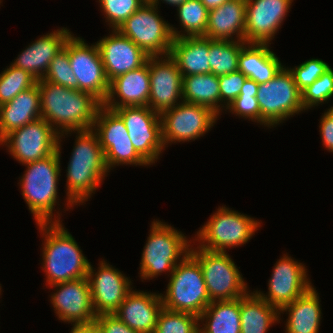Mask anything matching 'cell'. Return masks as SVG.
<instances>
[{"label":"cell","mask_w":333,"mask_h":333,"mask_svg":"<svg viewBox=\"0 0 333 333\" xmlns=\"http://www.w3.org/2000/svg\"><path fill=\"white\" fill-rule=\"evenodd\" d=\"M72 133L77 135L66 170V211L90 200L110 172L97 133L92 128L68 131L59 138Z\"/></svg>","instance_id":"obj_1"},{"label":"cell","mask_w":333,"mask_h":333,"mask_svg":"<svg viewBox=\"0 0 333 333\" xmlns=\"http://www.w3.org/2000/svg\"><path fill=\"white\" fill-rule=\"evenodd\" d=\"M40 90L41 118L60 135L68 131L93 128L102 103L91 93L48 81H37Z\"/></svg>","instance_id":"obj_2"},{"label":"cell","mask_w":333,"mask_h":333,"mask_svg":"<svg viewBox=\"0 0 333 333\" xmlns=\"http://www.w3.org/2000/svg\"><path fill=\"white\" fill-rule=\"evenodd\" d=\"M61 141L58 138L57 150L52 155L23 164L26 170L18 184L36 223L62 222L61 213L55 209L56 205H60L58 184L61 176Z\"/></svg>","instance_id":"obj_3"},{"label":"cell","mask_w":333,"mask_h":333,"mask_svg":"<svg viewBox=\"0 0 333 333\" xmlns=\"http://www.w3.org/2000/svg\"><path fill=\"white\" fill-rule=\"evenodd\" d=\"M36 225L44 240L41 255L46 286L87 277L90 262L63 223Z\"/></svg>","instance_id":"obj_4"},{"label":"cell","mask_w":333,"mask_h":333,"mask_svg":"<svg viewBox=\"0 0 333 333\" xmlns=\"http://www.w3.org/2000/svg\"><path fill=\"white\" fill-rule=\"evenodd\" d=\"M187 238L171 225L154 219L141 256L138 274L142 282L164 272L171 275L176 265L190 253L192 241Z\"/></svg>","instance_id":"obj_5"},{"label":"cell","mask_w":333,"mask_h":333,"mask_svg":"<svg viewBox=\"0 0 333 333\" xmlns=\"http://www.w3.org/2000/svg\"><path fill=\"white\" fill-rule=\"evenodd\" d=\"M225 206H219L210 215V219L192 239L193 244L199 242L195 245L200 248L227 252V248L242 246L255 235L262 222Z\"/></svg>","instance_id":"obj_6"},{"label":"cell","mask_w":333,"mask_h":333,"mask_svg":"<svg viewBox=\"0 0 333 333\" xmlns=\"http://www.w3.org/2000/svg\"><path fill=\"white\" fill-rule=\"evenodd\" d=\"M164 293V308L198 317L211 303L202 268L190 253L174 268Z\"/></svg>","instance_id":"obj_7"},{"label":"cell","mask_w":333,"mask_h":333,"mask_svg":"<svg viewBox=\"0 0 333 333\" xmlns=\"http://www.w3.org/2000/svg\"><path fill=\"white\" fill-rule=\"evenodd\" d=\"M190 254L202 268L211 302L242 298L250 292L240 267L235 265L228 252H214L193 245Z\"/></svg>","instance_id":"obj_8"},{"label":"cell","mask_w":333,"mask_h":333,"mask_svg":"<svg viewBox=\"0 0 333 333\" xmlns=\"http://www.w3.org/2000/svg\"><path fill=\"white\" fill-rule=\"evenodd\" d=\"M260 126L276 127L303 111L301 91L285 65L268 82L259 84L257 93Z\"/></svg>","instance_id":"obj_9"},{"label":"cell","mask_w":333,"mask_h":333,"mask_svg":"<svg viewBox=\"0 0 333 333\" xmlns=\"http://www.w3.org/2000/svg\"><path fill=\"white\" fill-rule=\"evenodd\" d=\"M158 8L148 0L117 29L149 56L169 55L174 39Z\"/></svg>","instance_id":"obj_10"},{"label":"cell","mask_w":333,"mask_h":333,"mask_svg":"<svg viewBox=\"0 0 333 333\" xmlns=\"http://www.w3.org/2000/svg\"><path fill=\"white\" fill-rule=\"evenodd\" d=\"M63 49L68 53L72 71L77 78V89L91 93L103 104L110 82L97 43L88 45L83 38L72 34Z\"/></svg>","instance_id":"obj_11"},{"label":"cell","mask_w":333,"mask_h":333,"mask_svg":"<svg viewBox=\"0 0 333 333\" xmlns=\"http://www.w3.org/2000/svg\"><path fill=\"white\" fill-rule=\"evenodd\" d=\"M219 116L199 104L181 101L160 114L162 141L165 149L170 143L191 142L208 133Z\"/></svg>","instance_id":"obj_12"},{"label":"cell","mask_w":333,"mask_h":333,"mask_svg":"<svg viewBox=\"0 0 333 333\" xmlns=\"http://www.w3.org/2000/svg\"><path fill=\"white\" fill-rule=\"evenodd\" d=\"M100 141L108 170L119 165L150 166L135 150L122 119L103 105L92 128Z\"/></svg>","instance_id":"obj_13"},{"label":"cell","mask_w":333,"mask_h":333,"mask_svg":"<svg viewBox=\"0 0 333 333\" xmlns=\"http://www.w3.org/2000/svg\"><path fill=\"white\" fill-rule=\"evenodd\" d=\"M125 124L136 152L153 165L165 150L160 114L149 106H124L113 109Z\"/></svg>","instance_id":"obj_14"},{"label":"cell","mask_w":333,"mask_h":333,"mask_svg":"<svg viewBox=\"0 0 333 333\" xmlns=\"http://www.w3.org/2000/svg\"><path fill=\"white\" fill-rule=\"evenodd\" d=\"M58 138L54 128L40 118L7 134L0 145L23 165L52 155L57 150Z\"/></svg>","instance_id":"obj_15"},{"label":"cell","mask_w":333,"mask_h":333,"mask_svg":"<svg viewBox=\"0 0 333 333\" xmlns=\"http://www.w3.org/2000/svg\"><path fill=\"white\" fill-rule=\"evenodd\" d=\"M272 270L271 278L268 281V292L263 293L260 290L254 292L279 310L313 286L305 265L294 260L287 253L276 261Z\"/></svg>","instance_id":"obj_16"},{"label":"cell","mask_w":333,"mask_h":333,"mask_svg":"<svg viewBox=\"0 0 333 333\" xmlns=\"http://www.w3.org/2000/svg\"><path fill=\"white\" fill-rule=\"evenodd\" d=\"M91 265L87 277L95 314H113L133 289L131 279L104 259L99 262L97 269Z\"/></svg>","instance_id":"obj_17"},{"label":"cell","mask_w":333,"mask_h":333,"mask_svg":"<svg viewBox=\"0 0 333 333\" xmlns=\"http://www.w3.org/2000/svg\"><path fill=\"white\" fill-rule=\"evenodd\" d=\"M48 287L56 289L50 295V303L58 320L71 323L72 326L95 323L97 316L92 305L88 277L56 283Z\"/></svg>","instance_id":"obj_18"},{"label":"cell","mask_w":333,"mask_h":333,"mask_svg":"<svg viewBox=\"0 0 333 333\" xmlns=\"http://www.w3.org/2000/svg\"><path fill=\"white\" fill-rule=\"evenodd\" d=\"M147 63L150 78L148 106L161 114L183 101L182 74L169 55L150 56Z\"/></svg>","instance_id":"obj_19"},{"label":"cell","mask_w":333,"mask_h":333,"mask_svg":"<svg viewBox=\"0 0 333 333\" xmlns=\"http://www.w3.org/2000/svg\"><path fill=\"white\" fill-rule=\"evenodd\" d=\"M293 0H246L245 42L270 44Z\"/></svg>","instance_id":"obj_20"},{"label":"cell","mask_w":333,"mask_h":333,"mask_svg":"<svg viewBox=\"0 0 333 333\" xmlns=\"http://www.w3.org/2000/svg\"><path fill=\"white\" fill-rule=\"evenodd\" d=\"M111 32L109 36H103L95 42L99 47L109 82L121 74L144 66L150 57L117 29H112Z\"/></svg>","instance_id":"obj_21"},{"label":"cell","mask_w":333,"mask_h":333,"mask_svg":"<svg viewBox=\"0 0 333 333\" xmlns=\"http://www.w3.org/2000/svg\"><path fill=\"white\" fill-rule=\"evenodd\" d=\"M73 33L62 27L42 35L22 50L11 65L23 69L37 81L42 80L48 71L50 62L61 52Z\"/></svg>","instance_id":"obj_22"},{"label":"cell","mask_w":333,"mask_h":333,"mask_svg":"<svg viewBox=\"0 0 333 333\" xmlns=\"http://www.w3.org/2000/svg\"><path fill=\"white\" fill-rule=\"evenodd\" d=\"M160 294L131 290L114 314L135 331L154 333L163 308Z\"/></svg>","instance_id":"obj_23"},{"label":"cell","mask_w":333,"mask_h":333,"mask_svg":"<svg viewBox=\"0 0 333 333\" xmlns=\"http://www.w3.org/2000/svg\"><path fill=\"white\" fill-rule=\"evenodd\" d=\"M150 78L148 63L110 81L103 106L113 110L124 106H148Z\"/></svg>","instance_id":"obj_24"},{"label":"cell","mask_w":333,"mask_h":333,"mask_svg":"<svg viewBox=\"0 0 333 333\" xmlns=\"http://www.w3.org/2000/svg\"><path fill=\"white\" fill-rule=\"evenodd\" d=\"M245 18L246 0H228L209 11L204 37L245 42Z\"/></svg>","instance_id":"obj_25"},{"label":"cell","mask_w":333,"mask_h":333,"mask_svg":"<svg viewBox=\"0 0 333 333\" xmlns=\"http://www.w3.org/2000/svg\"><path fill=\"white\" fill-rule=\"evenodd\" d=\"M40 118V90L36 83L0 105V141L10 132Z\"/></svg>","instance_id":"obj_26"},{"label":"cell","mask_w":333,"mask_h":333,"mask_svg":"<svg viewBox=\"0 0 333 333\" xmlns=\"http://www.w3.org/2000/svg\"><path fill=\"white\" fill-rule=\"evenodd\" d=\"M319 294L313 286L299 298L282 307L280 312L288 314L285 333H319L322 311Z\"/></svg>","instance_id":"obj_27"},{"label":"cell","mask_w":333,"mask_h":333,"mask_svg":"<svg viewBox=\"0 0 333 333\" xmlns=\"http://www.w3.org/2000/svg\"><path fill=\"white\" fill-rule=\"evenodd\" d=\"M209 38L204 36L174 38L169 56L182 76L211 73Z\"/></svg>","instance_id":"obj_28"},{"label":"cell","mask_w":333,"mask_h":333,"mask_svg":"<svg viewBox=\"0 0 333 333\" xmlns=\"http://www.w3.org/2000/svg\"><path fill=\"white\" fill-rule=\"evenodd\" d=\"M269 47V44L246 43L238 57V70L258 84L271 80L284 65Z\"/></svg>","instance_id":"obj_29"},{"label":"cell","mask_w":333,"mask_h":333,"mask_svg":"<svg viewBox=\"0 0 333 333\" xmlns=\"http://www.w3.org/2000/svg\"><path fill=\"white\" fill-rule=\"evenodd\" d=\"M240 331V298L213 301L199 315V333H240Z\"/></svg>","instance_id":"obj_30"},{"label":"cell","mask_w":333,"mask_h":333,"mask_svg":"<svg viewBox=\"0 0 333 333\" xmlns=\"http://www.w3.org/2000/svg\"><path fill=\"white\" fill-rule=\"evenodd\" d=\"M240 333H267L270 327L280 322V312L254 291L240 298Z\"/></svg>","instance_id":"obj_31"},{"label":"cell","mask_w":333,"mask_h":333,"mask_svg":"<svg viewBox=\"0 0 333 333\" xmlns=\"http://www.w3.org/2000/svg\"><path fill=\"white\" fill-rule=\"evenodd\" d=\"M182 100L208 107L220 116V85L213 73L182 76Z\"/></svg>","instance_id":"obj_32"},{"label":"cell","mask_w":333,"mask_h":333,"mask_svg":"<svg viewBox=\"0 0 333 333\" xmlns=\"http://www.w3.org/2000/svg\"><path fill=\"white\" fill-rule=\"evenodd\" d=\"M176 9L181 31L173 27V25H170L173 38L205 35L209 11L200 0H186L184 3L177 6Z\"/></svg>","instance_id":"obj_33"},{"label":"cell","mask_w":333,"mask_h":333,"mask_svg":"<svg viewBox=\"0 0 333 333\" xmlns=\"http://www.w3.org/2000/svg\"><path fill=\"white\" fill-rule=\"evenodd\" d=\"M243 41L209 39V65L216 76L238 71V57Z\"/></svg>","instance_id":"obj_34"},{"label":"cell","mask_w":333,"mask_h":333,"mask_svg":"<svg viewBox=\"0 0 333 333\" xmlns=\"http://www.w3.org/2000/svg\"><path fill=\"white\" fill-rule=\"evenodd\" d=\"M36 83L37 80L28 72L10 64L0 73V105L11 101Z\"/></svg>","instance_id":"obj_35"},{"label":"cell","mask_w":333,"mask_h":333,"mask_svg":"<svg viewBox=\"0 0 333 333\" xmlns=\"http://www.w3.org/2000/svg\"><path fill=\"white\" fill-rule=\"evenodd\" d=\"M154 333H199V317L163 307Z\"/></svg>","instance_id":"obj_36"},{"label":"cell","mask_w":333,"mask_h":333,"mask_svg":"<svg viewBox=\"0 0 333 333\" xmlns=\"http://www.w3.org/2000/svg\"><path fill=\"white\" fill-rule=\"evenodd\" d=\"M148 0H98L105 22L112 29H118L133 13Z\"/></svg>","instance_id":"obj_37"},{"label":"cell","mask_w":333,"mask_h":333,"mask_svg":"<svg viewBox=\"0 0 333 333\" xmlns=\"http://www.w3.org/2000/svg\"><path fill=\"white\" fill-rule=\"evenodd\" d=\"M333 97V69L330 67L313 84L301 91V102L304 110L311 109Z\"/></svg>","instance_id":"obj_38"},{"label":"cell","mask_w":333,"mask_h":333,"mask_svg":"<svg viewBox=\"0 0 333 333\" xmlns=\"http://www.w3.org/2000/svg\"><path fill=\"white\" fill-rule=\"evenodd\" d=\"M44 81L62 85L67 88L77 89V78L72 71L68 53L62 49L50 62Z\"/></svg>","instance_id":"obj_39"},{"label":"cell","mask_w":333,"mask_h":333,"mask_svg":"<svg viewBox=\"0 0 333 333\" xmlns=\"http://www.w3.org/2000/svg\"><path fill=\"white\" fill-rule=\"evenodd\" d=\"M330 67L322 59L312 58L288 69L292 73L298 89L302 91L307 86L313 84Z\"/></svg>","instance_id":"obj_40"},{"label":"cell","mask_w":333,"mask_h":333,"mask_svg":"<svg viewBox=\"0 0 333 333\" xmlns=\"http://www.w3.org/2000/svg\"><path fill=\"white\" fill-rule=\"evenodd\" d=\"M247 77L241 71L218 76L220 85V114L240 95ZM222 111V112H221Z\"/></svg>","instance_id":"obj_41"},{"label":"cell","mask_w":333,"mask_h":333,"mask_svg":"<svg viewBox=\"0 0 333 333\" xmlns=\"http://www.w3.org/2000/svg\"><path fill=\"white\" fill-rule=\"evenodd\" d=\"M252 122L260 124V108L257 97L240 94L226 109V111Z\"/></svg>","instance_id":"obj_42"},{"label":"cell","mask_w":333,"mask_h":333,"mask_svg":"<svg viewBox=\"0 0 333 333\" xmlns=\"http://www.w3.org/2000/svg\"><path fill=\"white\" fill-rule=\"evenodd\" d=\"M95 323L103 333H140L127 326L114 313L98 315Z\"/></svg>","instance_id":"obj_43"},{"label":"cell","mask_w":333,"mask_h":333,"mask_svg":"<svg viewBox=\"0 0 333 333\" xmlns=\"http://www.w3.org/2000/svg\"><path fill=\"white\" fill-rule=\"evenodd\" d=\"M319 123L322 145L325 146L326 150L333 153V106L323 113Z\"/></svg>","instance_id":"obj_44"},{"label":"cell","mask_w":333,"mask_h":333,"mask_svg":"<svg viewBox=\"0 0 333 333\" xmlns=\"http://www.w3.org/2000/svg\"><path fill=\"white\" fill-rule=\"evenodd\" d=\"M70 333H103L96 323L73 325Z\"/></svg>","instance_id":"obj_45"},{"label":"cell","mask_w":333,"mask_h":333,"mask_svg":"<svg viewBox=\"0 0 333 333\" xmlns=\"http://www.w3.org/2000/svg\"><path fill=\"white\" fill-rule=\"evenodd\" d=\"M259 84L252 79H246L241 87L240 94H248L251 97H257Z\"/></svg>","instance_id":"obj_46"},{"label":"cell","mask_w":333,"mask_h":333,"mask_svg":"<svg viewBox=\"0 0 333 333\" xmlns=\"http://www.w3.org/2000/svg\"><path fill=\"white\" fill-rule=\"evenodd\" d=\"M201 3L206 7L208 11L216 9L217 7H220L228 0H200Z\"/></svg>","instance_id":"obj_47"},{"label":"cell","mask_w":333,"mask_h":333,"mask_svg":"<svg viewBox=\"0 0 333 333\" xmlns=\"http://www.w3.org/2000/svg\"><path fill=\"white\" fill-rule=\"evenodd\" d=\"M152 4H154L155 6L158 7L159 4H161L160 2L162 1L163 3H167V5H171V6H179L182 3H184L186 0H149Z\"/></svg>","instance_id":"obj_48"}]
</instances>
